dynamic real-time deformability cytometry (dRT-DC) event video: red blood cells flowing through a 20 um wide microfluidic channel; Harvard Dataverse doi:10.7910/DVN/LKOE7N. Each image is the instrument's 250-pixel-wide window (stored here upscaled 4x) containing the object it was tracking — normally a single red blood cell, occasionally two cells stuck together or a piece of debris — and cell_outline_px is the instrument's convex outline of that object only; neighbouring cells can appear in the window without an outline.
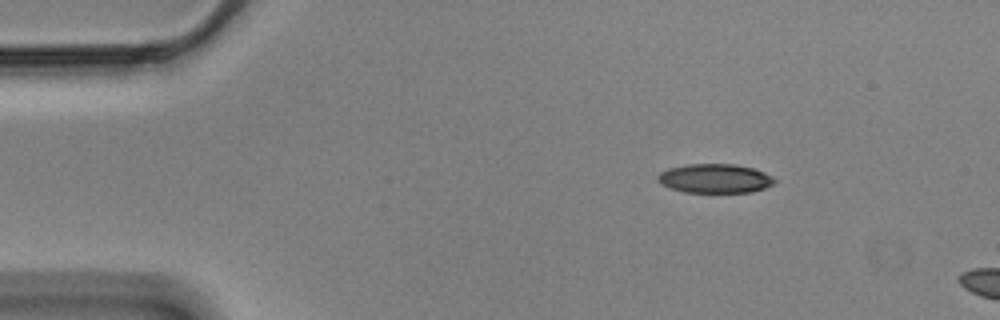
{"species": "Egyptian fruit bat (a non-hibernating species)", "species_latin": "Rousettus aegyptiacus", "temperature_condition": "cold", "stored_images_in_passage": 49, "camera_frame_rate_fps": 3000, "um_per_image_px": 0.085, "animal": {"sex": "male"}, "frame": {"image": 1, "passage_image": 1, "time_ms": 0.0, "image_size_px": [1000, 320], "cell_outline_px": [[776, 180], [772, 184], [764, 188], [752, 192], [684, 192], [668, 188], [660, 184], [656, 180], [656, 176], [660, 172], [668, 168], [688, 164], [736, 164], [752, 168], [764, 172], [772, 176]], "centroid_in_image_um": [60.72, 15.17], "position_along_channel_um": 24.3, "area_um2": 19.94}}
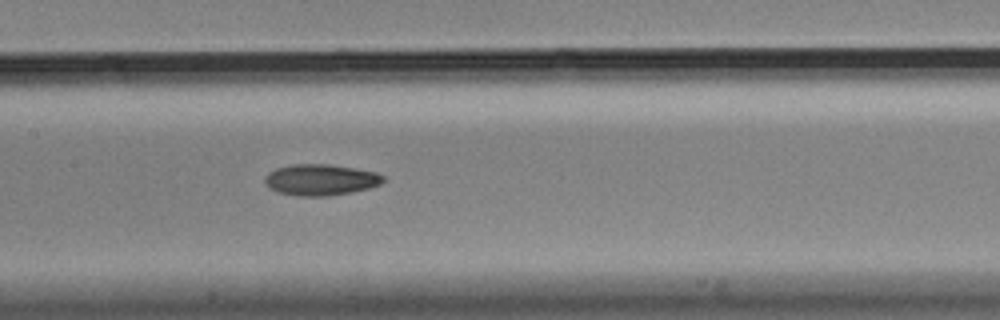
{"frame": {"image": 2, "passage_image": 20, "time_ms": 6.333, "image_size_px": [1000, 320], "cell_outline_px": [[384, 180], [380, 184], [368, 188], [352, 192], [328, 196], [300, 196], [280, 192], [272, 188], [264, 180], [264, 176], [268, 172], [276, 168], [292, 164], [328, 164], [356, 168], [376, 172], [384, 176]], "centroid_in_image_um": [27.27, 15.27], "position_along_channel_um": 180.1, "area_um2": 21.39}}
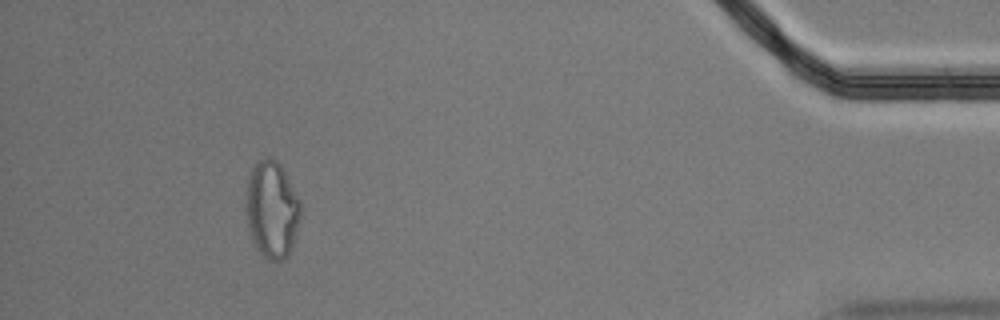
{"frame": {"image": 3, "passage_image": 45, "time_ms": 14.667, "image_size_px": [1000, 320], "cell_outline_px": [[300, 216], [292, 248], [288, 256], [280, 260], [268, 260], [260, 252], [252, 240], [248, 224], [248, 180], [252, 168], [260, 160], [268, 156], [276, 160], [280, 164], [300, 200]], "centroid_in_image_um": [23.14, 17.82], "position_along_channel_um": 412.1, "area_um2": 30.11}, "authors_computed_cell_mechanics": {"area_um2": 21.675, "velocity_mm_per_s": 3.5107, "shape_relaxation_time_tau1_ms": null, "shape_relaxation_time_tau2_ms": 4.984, "deformation_change_tau1": null, "deformation_change_tau2": 0.1216}}